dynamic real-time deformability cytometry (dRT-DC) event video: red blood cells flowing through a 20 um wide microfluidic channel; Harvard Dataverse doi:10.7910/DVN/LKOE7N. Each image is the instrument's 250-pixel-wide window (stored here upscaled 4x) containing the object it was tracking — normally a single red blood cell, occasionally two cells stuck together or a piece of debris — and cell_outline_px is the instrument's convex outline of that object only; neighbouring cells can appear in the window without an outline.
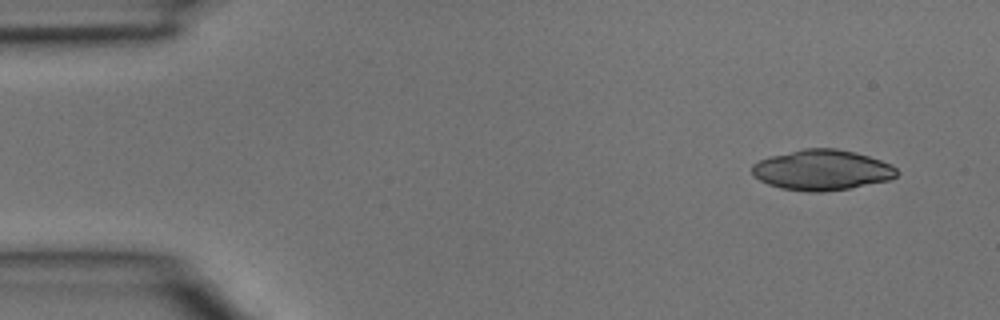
{"species": "common noctule bat (a hibernating species)", "species_latin": "Nyctalus noctula", "temperature_condition": "room temperature", "stored_images_in_passage": 3, "camera_frame_rate_fps": 3000, "um_per_image_px": 0.085, "animal": {"sex": "male", "body_mass_g": 15.6}, "frame": {"image": 1, "passage_image": 1, "time_ms": 0.0, "image_size_px": [1000, 320], "cell_outline_px": [[900, 172], [896, 176], [888, 180], [852, 188], [824, 192], [808, 192], [780, 188], [768, 184], [752, 176], [752, 164], [760, 160], [772, 156], [804, 148], [836, 148], [868, 156], [892, 164]], "centroid_in_image_um": [69.87, 14.46], "position_along_channel_um": 15.1, "area_um2": 34.16}}